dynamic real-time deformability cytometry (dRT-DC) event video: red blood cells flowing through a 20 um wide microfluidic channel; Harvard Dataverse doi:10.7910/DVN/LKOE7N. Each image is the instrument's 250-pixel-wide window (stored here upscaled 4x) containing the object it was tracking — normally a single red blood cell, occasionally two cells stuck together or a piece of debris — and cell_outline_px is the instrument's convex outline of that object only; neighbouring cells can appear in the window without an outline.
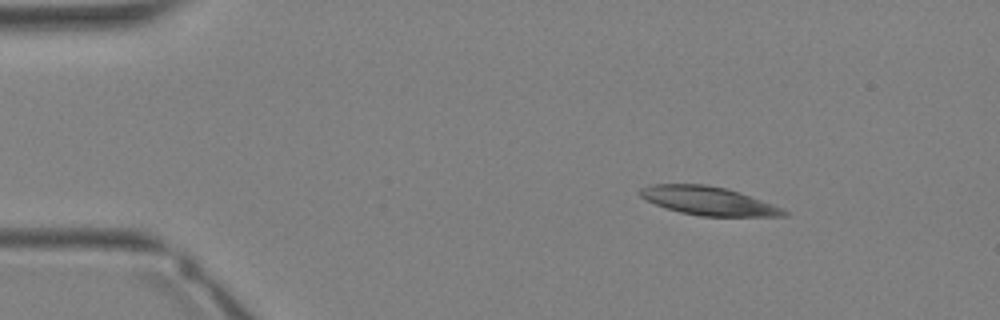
{"species": "Egyptian fruit bat (a non-hibernating species)", "species_latin": "Rousettus aegyptiacus", "temperature_condition": "warm", "stored_images_in_passage": 30, "camera_frame_rate_fps": 3000, "um_per_image_px": 0.085, "animal": {"sex": "female"}, "frame": {"image": 1, "passage_image": 1, "time_ms": 0.0, "image_size_px": [1000, 320], "cell_outline_px": [[788, 216], [700, 216], [680, 212], [664, 208], [640, 196], [640, 188], [652, 184], [704, 184], [728, 188], [740, 192], [784, 208], [788, 212]], "centroid_in_image_um": [60.24, 17.07], "position_along_channel_um": 24.8, "area_um2": 23.93}}
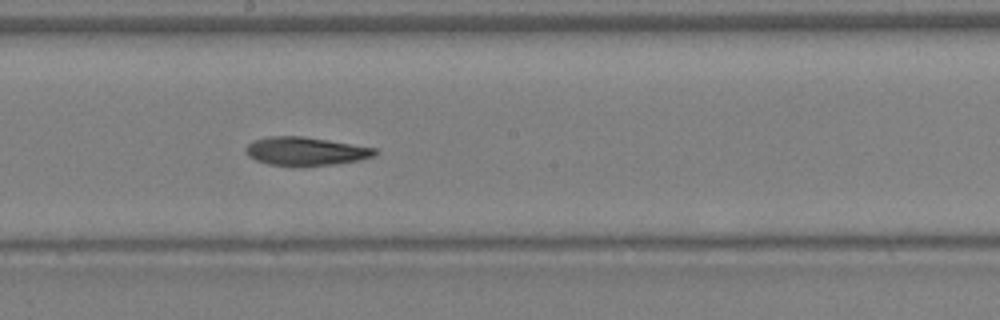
{"frame": {"image": 2, "passage_image": 15, "time_ms": 4.667, "image_size_px": [1000, 320], "cell_outline_px": [[380, 152], [376, 156], [360, 160], [336, 164], [300, 168], [268, 164], [256, 160], [248, 156], [244, 152], [244, 148], [252, 140], [268, 136], [300, 136], [328, 140], [376, 148]], "centroid_in_image_um": [25.97, 12.88], "position_along_channel_um": 222.2, "area_um2": 22.08}}
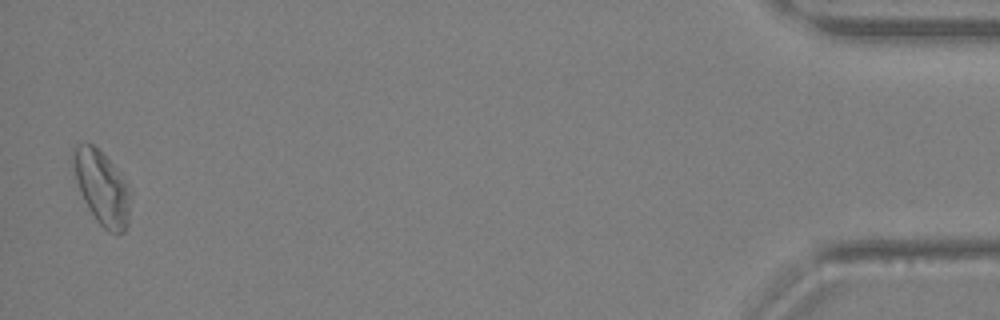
{"frame": {"image": 3, "passage_image": 30, "time_ms": 9.667, "image_size_px": [1000, 320], "cell_outline_px": [[132, 192], [128, 224], [124, 232], [116, 236], [108, 232], [96, 220], [88, 208], [80, 192], [72, 168], [72, 148], [76, 144], [92, 144], [112, 164]], "centroid_in_image_um": [8.66, 16.01], "position_along_channel_um": 426.5, "area_um2": 24.74}}